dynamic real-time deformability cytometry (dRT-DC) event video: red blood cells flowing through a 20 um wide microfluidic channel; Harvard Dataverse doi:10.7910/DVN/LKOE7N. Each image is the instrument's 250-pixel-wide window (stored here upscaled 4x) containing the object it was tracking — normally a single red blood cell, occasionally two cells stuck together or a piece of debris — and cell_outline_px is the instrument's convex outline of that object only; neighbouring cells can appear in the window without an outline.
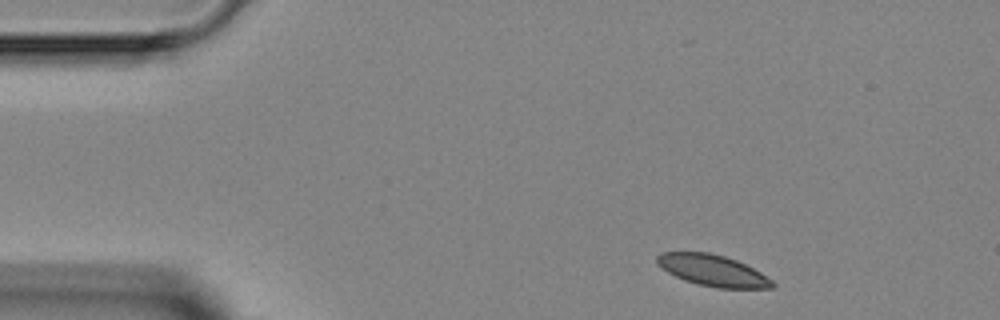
{"species": "Egyptian fruit bat (a non-hibernating species)", "species_latin": "Rousettus aegyptiacus", "temperature_condition": "room temperature", "stored_images_in_passage": 4, "segment_of_instrument_passage": [1, 2], "camera_frame_rate_fps": 3000, "um_per_image_px": 0.085, "animal": {"sex": "female"}, "frame": {"image": 1, "passage_image": 1, "time_ms": 0.0, "image_size_px": [1000, 320], "cell_outline_px": [[776, 284], [772, 288], [716, 288], [696, 284], [684, 280], [660, 268], [656, 264], [656, 256], [660, 252], [708, 252], [724, 256], [736, 260], [760, 272], [772, 280]], "centroid_in_image_um": [60.54, 22.99], "position_along_channel_um": 24.5, "area_um2": 21.1}}